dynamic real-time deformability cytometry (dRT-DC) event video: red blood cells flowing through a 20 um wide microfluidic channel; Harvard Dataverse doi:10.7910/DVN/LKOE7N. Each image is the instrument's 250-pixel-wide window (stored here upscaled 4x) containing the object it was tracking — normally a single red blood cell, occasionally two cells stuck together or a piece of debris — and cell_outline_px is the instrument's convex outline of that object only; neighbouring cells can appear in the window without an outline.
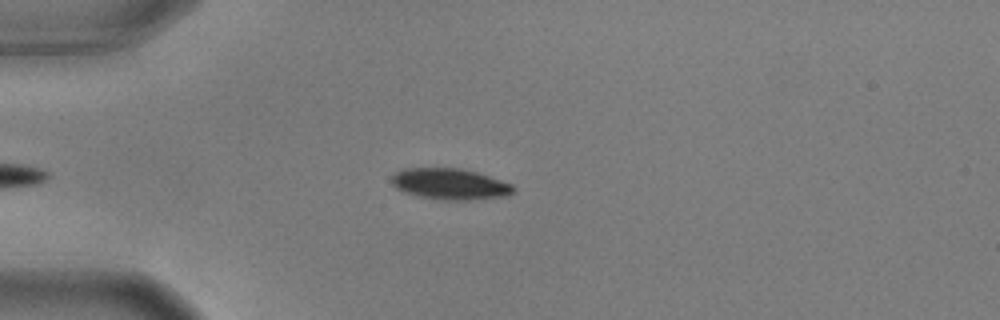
{"species": "common noctule bat (a hibernating species)", "species_latin": "Nyctalus noctula", "temperature_condition": "warm", "stored_images_in_passage": 38, "camera_frame_rate_fps": 3000, "um_per_image_px": 0.085, "animal": {"sex": "male", "body_mass_g": 17.9, "forearm_length_mm": 54.2}, "frame": {"image": 1, "passage_image": 5, "time_ms": 1.333, "image_size_px": [1000, 320], "cell_outline_px": [[516, 192], [504, 196], [464, 200], [448, 200], [420, 196], [396, 188], [392, 184], [392, 176], [400, 168], [460, 168], [476, 172], [512, 184], [516, 188]], "centroid_in_image_um": [38.26, 15.63], "position_along_channel_um": 46.7, "area_um2": 21.79}}
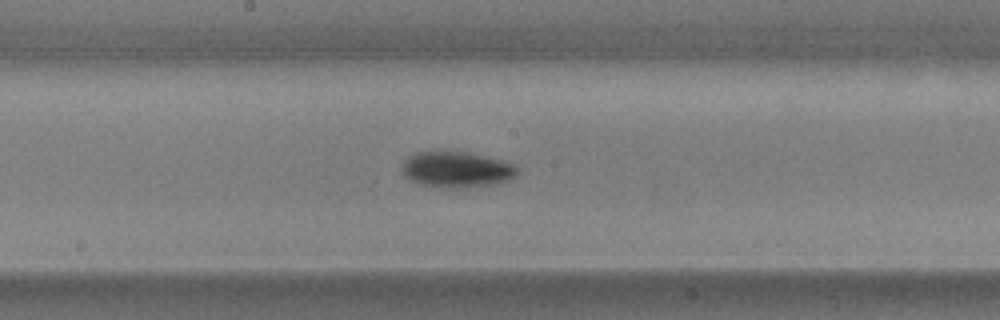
{"frame": {"image": 2, "passage_image": 20, "time_ms": 6.333, "image_size_px": [1000, 320], "cell_outline_px": [[520, 172], [516, 176], [508, 180], [492, 184], [468, 188], [440, 188], [420, 184], [404, 176], [404, 160], [408, 156], [416, 152], [468, 152], [504, 160], [516, 164], [520, 168]], "centroid_in_image_um": [38.89, 14.42], "position_along_channel_um": 209.3, "area_um2": 24.33}}
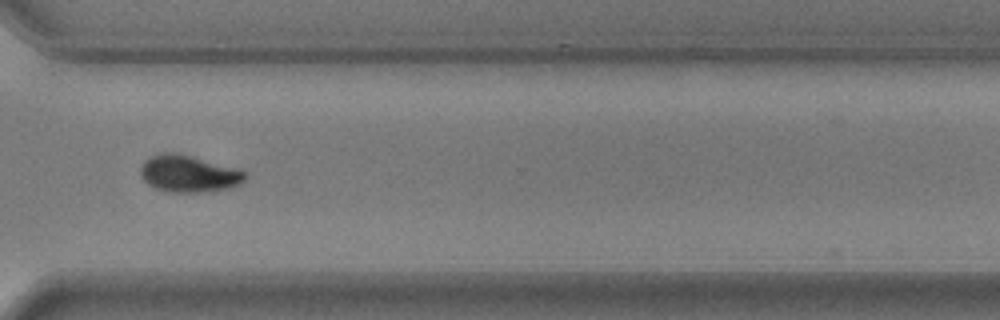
{"frame": {"image": 3, "passage_image": 32, "time_ms": 10.333, "image_size_px": [1000, 320], "cell_outline_px": [[248, 176], [240, 184], [228, 188], [204, 192], [168, 192], [156, 188], [148, 184], [140, 176], [140, 168], [144, 160], [148, 156], [164, 152], [176, 152], [240, 168]], "centroid_in_image_um": [16.03, 14.75], "position_along_channel_um": 354.6, "area_um2": 22.83}, "authors_computed_cell_mechanics": {"area_um2": 23.4379, "velocity_mm_per_s": 3.6385, "shape_relaxation_time_tau1_ms": 2.5536, "shape_relaxation_time_tau2_ms": null, "deformation_change_tau1": 0.1325, "deformation_change_tau2": null}}